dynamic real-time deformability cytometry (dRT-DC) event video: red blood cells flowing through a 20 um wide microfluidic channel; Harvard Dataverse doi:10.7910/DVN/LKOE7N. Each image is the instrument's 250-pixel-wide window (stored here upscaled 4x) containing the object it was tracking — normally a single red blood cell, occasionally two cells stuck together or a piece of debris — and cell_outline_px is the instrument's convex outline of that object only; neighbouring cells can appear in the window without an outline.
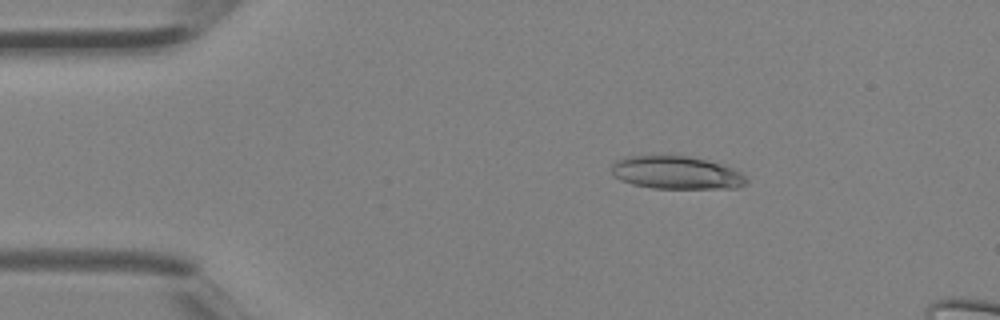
{"species": "Egyptian fruit bat (a non-hibernating species)", "species_latin": "Rousettus aegyptiacus", "temperature_condition": "room temperature", "stored_images_in_passage": 3, "camera_frame_rate_fps": 3000, "um_per_image_px": 0.085, "animal": {"sex": "female"}, "frame": {"image": 1, "passage_image": 2, "time_ms": 0.333, "image_size_px": [1000, 320], "cell_outline_px": [[748, 184], [736, 188], [652, 188], [632, 184], [620, 180], [612, 172], [612, 164], [616, 160], [624, 156], [688, 156], [708, 160], [724, 164], [740, 172], [748, 180]], "centroid_in_image_um": [57.52, 14.68], "position_along_channel_um": 27.5, "area_um2": 25.95}}